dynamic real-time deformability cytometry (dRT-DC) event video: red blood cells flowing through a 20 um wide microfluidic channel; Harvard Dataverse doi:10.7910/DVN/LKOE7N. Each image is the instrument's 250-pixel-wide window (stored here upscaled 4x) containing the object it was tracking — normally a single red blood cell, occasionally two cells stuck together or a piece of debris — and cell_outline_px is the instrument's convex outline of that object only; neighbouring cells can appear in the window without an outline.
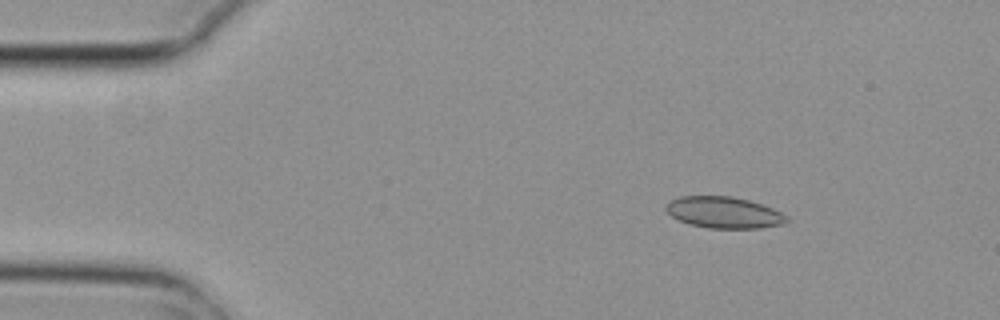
{"species": "common noctule bat (a hibernating species)", "species_latin": "Nyctalus noctula", "temperature_condition": "cold", "stored_images_in_passage": 3, "camera_frame_rate_fps": 3000, "um_per_image_px": 0.085, "animal": {"sex": "female", "body_mass_g": 29.2, "forearm_length_mm": 56.3}, "frame": {"image": 1, "passage_image": 1, "time_ms": 0.0, "image_size_px": [1000, 320], "cell_outline_px": [[788, 220], [784, 224], [760, 228], [708, 228], [688, 224], [672, 216], [664, 208], [672, 200], [680, 196], [732, 196], [748, 200], [772, 208], [788, 216]], "centroid_in_image_um": [61.54, 18.06], "position_along_channel_um": 23.5, "area_um2": 21.96}}